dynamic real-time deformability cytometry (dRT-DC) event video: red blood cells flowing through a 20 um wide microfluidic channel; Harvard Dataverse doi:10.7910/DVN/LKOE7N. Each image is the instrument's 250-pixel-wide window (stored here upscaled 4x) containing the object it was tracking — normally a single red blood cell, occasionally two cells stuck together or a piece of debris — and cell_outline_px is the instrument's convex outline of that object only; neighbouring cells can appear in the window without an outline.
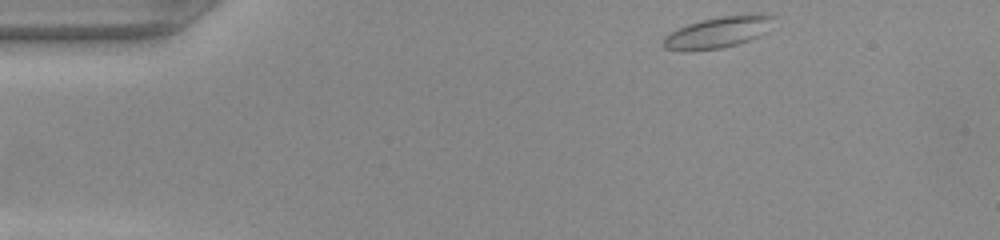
{"species": "common noctule bat (a hibernating species)", "species_latin": "Nyctalus noctula", "temperature_condition": "warm", "stored_images_in_passage": 8, "camera_frame_rate_fps": 3000, "um_per_image_px": 0.085, "animal": {"sex": "female", "body_mass_g": 22.0, "forearm_length_mm": 56.7}, "frame": {"image": 1, "passage_image": 1, "time_ms": 0.0, "image_size_px": [1000, 240], "cell_outline_px": [[780, 16], [760, 36], [736, 44], [720, 48], [688, 52], [680, 52], [664, 48], [660, 44], [664, 36], [668, 32], [688, 24], [720, 16], [756, 12], [768, 12]], "centroid_in_image_um": [61.06, 2.72], "position_along_channel_um": 23.9, "area_um2": 20.98}}